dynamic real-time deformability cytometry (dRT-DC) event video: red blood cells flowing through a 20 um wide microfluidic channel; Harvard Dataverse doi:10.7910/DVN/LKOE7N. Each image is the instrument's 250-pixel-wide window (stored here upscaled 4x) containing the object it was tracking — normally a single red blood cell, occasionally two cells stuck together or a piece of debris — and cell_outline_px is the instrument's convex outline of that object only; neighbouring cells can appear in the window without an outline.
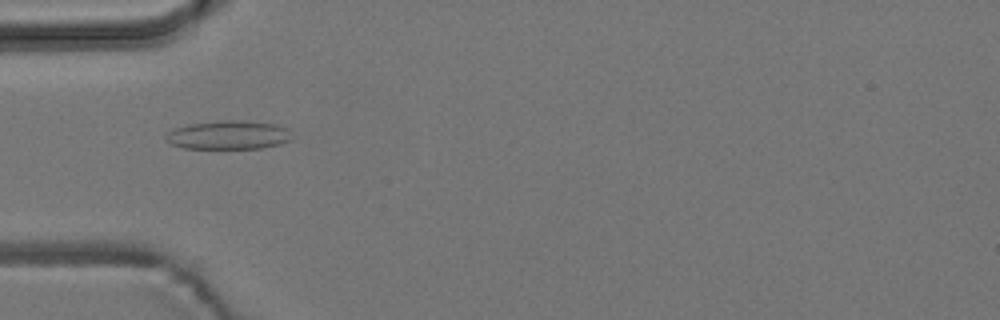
{"species": "common noctule bat (a hibernating species)", "species_latin": "Nyctalus noctula", "temperature_condition": "room temperature", "stored_images_in_passage": 5, "camera_frame_rate_fps": 3000, "um_per_image_px": 0.085, "animal": {"sex": "male", "body_mass_g": 19.2, "forearm_length_mm": 51.8}, "frame": {"image": 1, "passage_image": 1, "time_ms": 0.0, "image_size_px": [1000, 320], "cell_outline_px": [[296, 136], [292, 140], [280, 144], [260, 148], [184, 148], [172, 144], [164, 136], [172, 128], [188, 124], [220, 120], [244, 120], [276, 124], [288, 128]], "centroid_in_image_um": [19.49, 11.46], "position_along_channel_um": 65.5, "area_um2": 21.44}}
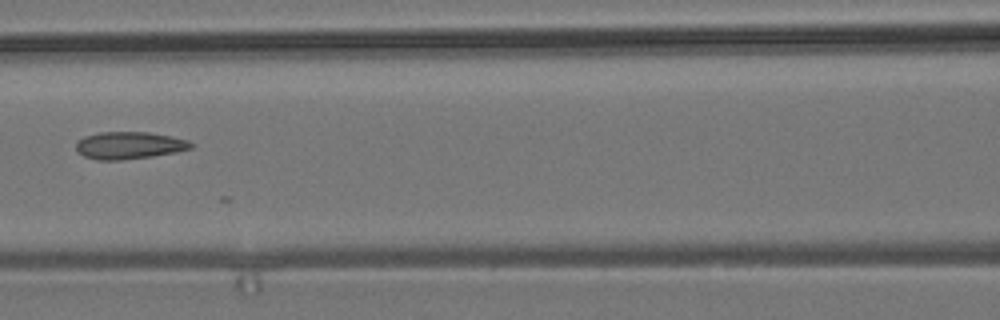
{"frame": {"image": 2, "passage_image": 3, "time_ms": 2.333, "image_size_px": [1000, 320], "cell_outline_px": [[196, 144], [192, 148], [176, 152], [152, 156], [120, 160], [96, 160], [84, 156], [76, 152], [76, 140], [84, 136], [100, 132], [148, 132], [172, 136], [188, 140]], "centroid_in_image_um": [10.97, 12.35], "position_along_channel_um": 155.6, "area_um2": 18.5}}
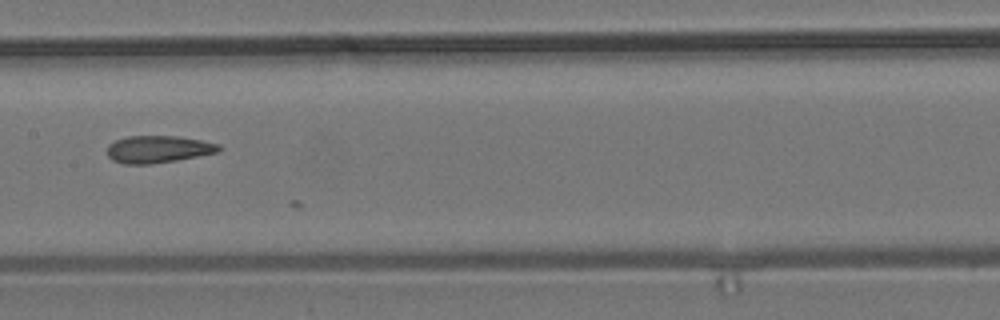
{"frame": {"image": 3, "passage_image": 4, "time_ms": 3.333, "image_size_px": [1000, 320], "cell_outline_px": [[224, 148], [220, 152], [176, 160], [148, 164], [124, 164], [112, 160], [108, 156], [108, 144], [116, 140], [128, 136], [180, 136], [220, 144]], "centroid_in_image_um": [13.48, 12.68], "position_along_channel_um": 193.9, "area_um2": 17.8}}